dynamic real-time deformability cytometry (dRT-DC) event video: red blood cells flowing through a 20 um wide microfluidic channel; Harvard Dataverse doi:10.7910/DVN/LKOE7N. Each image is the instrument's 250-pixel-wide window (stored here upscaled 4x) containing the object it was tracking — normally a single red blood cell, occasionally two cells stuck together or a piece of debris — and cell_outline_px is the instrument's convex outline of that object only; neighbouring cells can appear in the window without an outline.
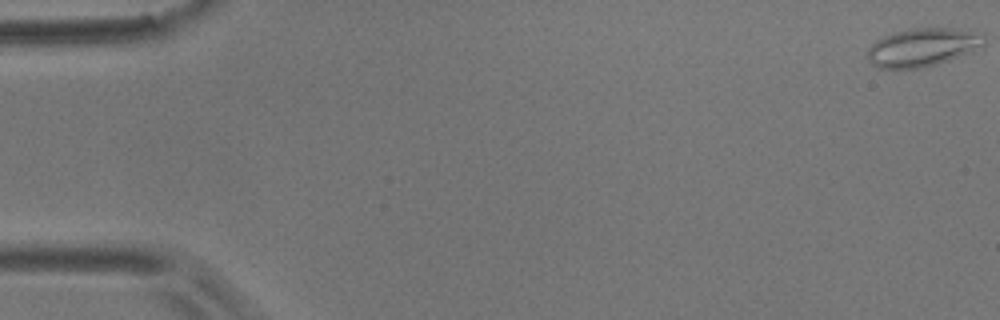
{"species": "common noctule bat (a hibernating species)", "species_latin": "Nyctalus noctula", "temperature_condition": "room temperature", "stored_images_in_passage": 6, "camera_frame_rate_fps": 3000, "um_per_image_px": 0.085, "animal": {"sex": "male", "body_mass_g": 17.9}, "frame": {"image": 1, "passage_image": 1, "time_ms": 0.0, "image_size_px": [1000, 320], "cell_outline_px": [[984, 44], [968, 52], [948, 60], [936, 64], [920, 68], [880, 68], [872, 64], [868, 60], [868, 48], [876, 40], [884, 36], [896, 32], [912, 28], [952, 28], [984, 32]], "centroid_in_image_um": [78.42, 4.0], "position_along_channel_um": 6.6, "area_um2": 25.72}}